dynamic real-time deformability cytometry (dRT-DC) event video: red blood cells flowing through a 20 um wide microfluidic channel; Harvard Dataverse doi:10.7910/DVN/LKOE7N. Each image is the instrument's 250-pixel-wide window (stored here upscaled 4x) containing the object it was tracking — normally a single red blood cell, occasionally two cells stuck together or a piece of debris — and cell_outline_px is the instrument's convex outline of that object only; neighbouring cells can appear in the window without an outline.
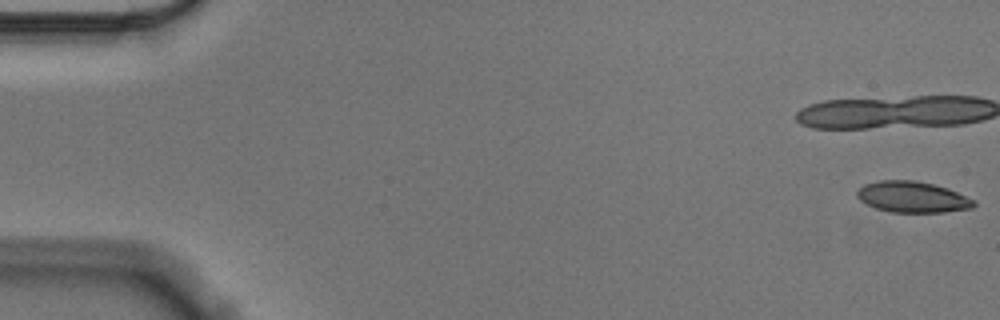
{"species": "Egyptian fruit bat (a non-hibernating species)", "species_latin": "Rousettus aegyptiacus", "temperature_condition": "cold", "stored_images_in_passage": 13, "camera_frame_rate_fps": 3000, "um_per_image_px": 0.085, "animal": {"sex": "male"}, "frame": {"image": 1, "passage_image": 1, "time_ms": 0.0, "image_size_px": [1000, 320], "cell_outline_px": [[976, 204], [972, 208], [944, 212], [892, 212], [876, 208], [860, 200], [856, 196], [856, 192], [864, 184], [880, 180], [916, 180], [948, 188], [976, 200]], "centroid_in_image_um": [77.58, 16.74], "position_along_channel_um": 7.4, "area_um2": 21.15}}
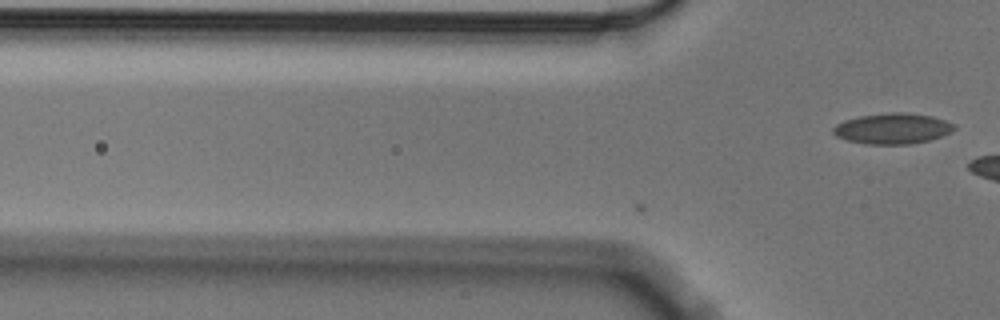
{"frame": {"image": 2, "passage_image": 13, "time_ms": 4.0, "image_size_px": [1000, 320], "cell_outline_px": [[956, 128], [940, 136], [928, 140], [908, 144], [864, 144], [848, 140], [836, 136], [832, 132], [832, 128], [836, 124], [844, 120], [860, 116], [888, 112], [904, 112], [932, 116], [956, 124]], "centroid_in_image_um": [75.83, 10.92], "position_along_channel_um": 50.0, "area_um2": 21.56}}